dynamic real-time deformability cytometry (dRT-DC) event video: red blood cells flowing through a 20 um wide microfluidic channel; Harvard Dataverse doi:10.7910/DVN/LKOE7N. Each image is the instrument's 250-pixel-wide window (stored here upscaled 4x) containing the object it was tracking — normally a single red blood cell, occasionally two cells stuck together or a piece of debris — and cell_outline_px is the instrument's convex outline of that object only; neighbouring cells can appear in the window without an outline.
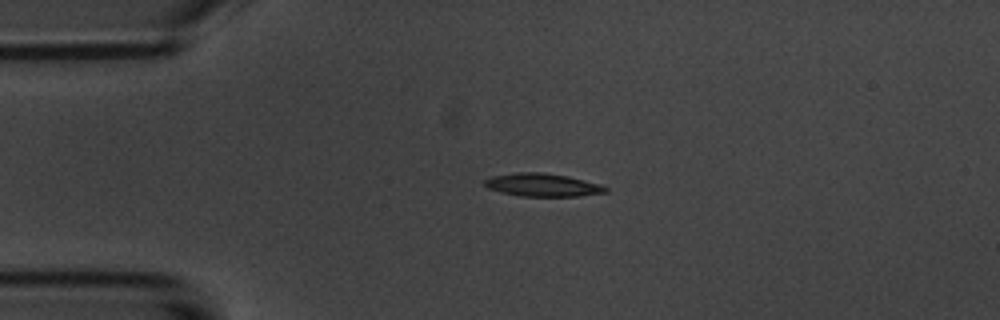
{"species": "common noctule bat (a hibernating species)", "species_latin": "Nyctalus noctula", "temperature_condition": "room temperature", "stored_images_in_passage": 2, "camera_frame_rate_fps": 3000, "um_per_image_px": 0.085, "animal": {"sex": "male", "body_mass_g": 20.1, "forearm_length_mm": 53.5}, "frame": {"image": 1, "passage_image": 1, "time_ms": 0.0, "image_size_px": [1000, 320], "cell_outline_px": [[608, 192], [580, 196], [520, 196], [488, 188], [484, 184], [484, 180], [492, 176], [516, 172], [544, 172], [568, 176], [600, 184], [608, 188]], "centroid_in_image_um": [46.14, 15.71], "position_along_channel_um": 38.9, "area_um2": 16.18}}